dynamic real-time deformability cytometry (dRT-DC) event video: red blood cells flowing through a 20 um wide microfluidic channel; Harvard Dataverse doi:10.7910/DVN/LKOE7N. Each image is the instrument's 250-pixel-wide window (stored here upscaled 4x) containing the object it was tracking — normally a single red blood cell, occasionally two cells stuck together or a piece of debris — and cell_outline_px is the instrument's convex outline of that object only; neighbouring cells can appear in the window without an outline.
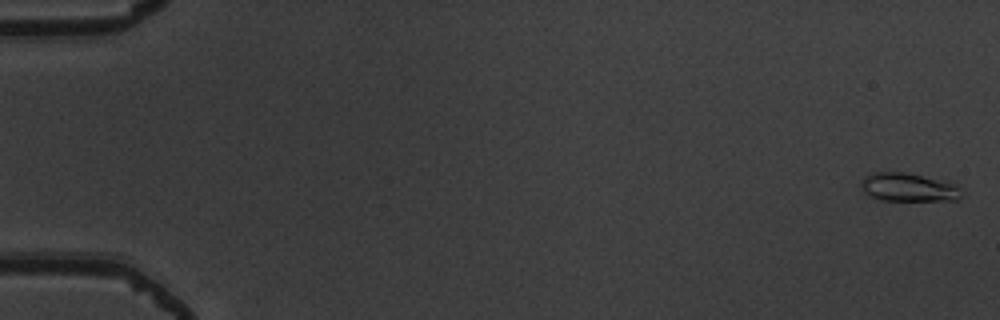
{"species": "common noctule bat (a hibernating species)", "species_latin": "Nyctalus noctula", "temperature_condition": "warm", "stored_images_in_passage": 55, "camera_frame_rate_fps": 3000, "um_per_image_px": 0.085, "animal": {"sex": "male", "body_mass_g": 19.5, "forearm_length_mm": 54.6}, "frame": {"image": 1, "passage_image": 2, "time_ms": 0.333, "image_size_px": [1000, 320], "cell_outline_px": [[960, 196], [956, 200], [880, 200], [868, 196], [860, 188], [860, 184], [864, 176], [872, 172], [904, 172], [948, 180], [956, 184]], "centroid_in_image_um": [77.16, 15.9], "position_along_channel_um": 7.8, "area_um2": 16.82}}
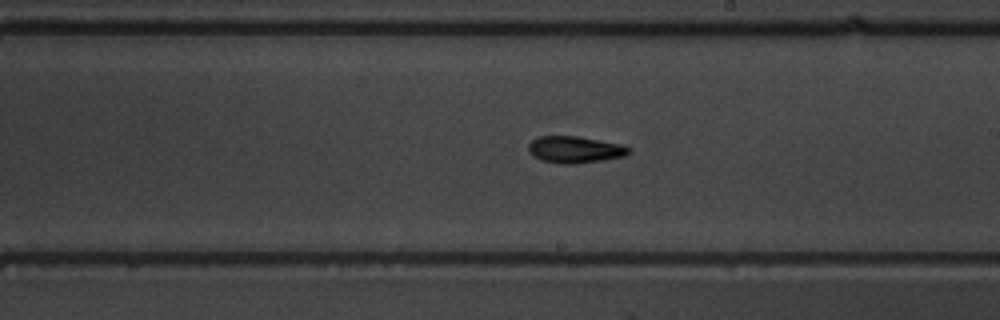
{"frame": {"image": 2, "passage_image": 33, "time_ms": 10.667, "image_size_px": [1000, 320], "cell_outline_px": [[632, 152], [624, 156], [576, 164], [560, 164], [540, 160], [532, 156], [528, 152], [528, 144], [536, 136], [576, 136], [620, 144], [632, 148]], "centroid_in_image_um": [48.82, 12.72], "position_along_channel_um": 240.2, "area_um2": 15.78}}
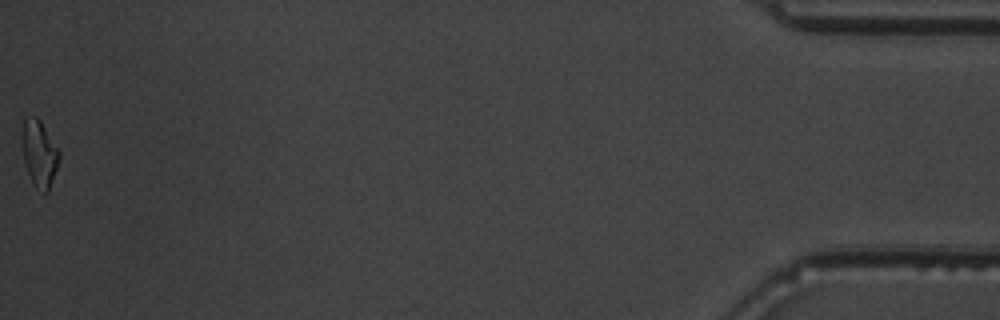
{"frame": {"image": 3, "passage_image": 55, "time_ms": 18.0, "image_size_px": [1000, 320], "cell_outline_px": [[60, 156], [48, 192], [44, 192], [36, 188], [24, 164], [20, 136], [24, 116], [36, 116], [40, 120], [60, 152]], "centroid_in_image_um": [3.29, 12.98], "position_along_channel_um": 431.9, "area_um2": 14.45}, "authors_computed_cell_mechanics": {"area_um2": 15.0858, "velocity_mm_per_s": 3.861, "shape_relaxation_time_tau1_ms": 4.0841, "shape_relaxation_time_tau2_ms": 5.8212, "deformation_change_tau1": 0.132, "deformation_change_tau2": 0.1556}}